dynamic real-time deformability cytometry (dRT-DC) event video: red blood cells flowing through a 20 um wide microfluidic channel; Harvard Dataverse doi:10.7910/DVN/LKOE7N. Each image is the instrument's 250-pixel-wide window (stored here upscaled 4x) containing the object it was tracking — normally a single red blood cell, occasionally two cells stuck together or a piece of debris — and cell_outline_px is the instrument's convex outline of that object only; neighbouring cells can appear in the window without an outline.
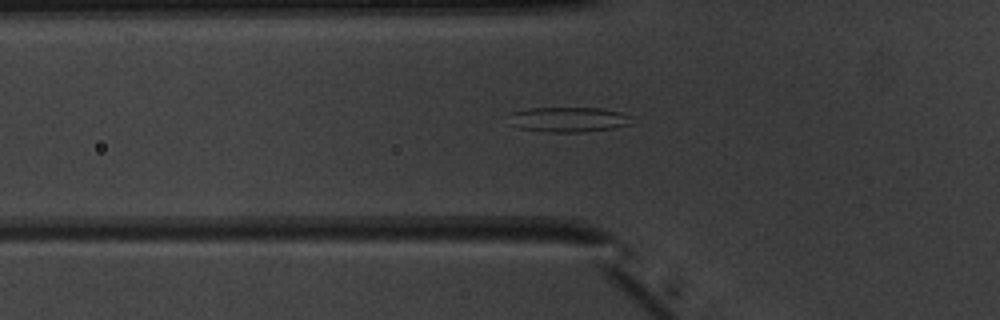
{"species": "common noctule bat (a hibernating species)", "species_latin": "Nyctalus noctula", "temperature_condition": "warm", "stored_images_in_passage": 41, "camera_frame_rate_fps": 3000, "um_per_image_px": 0.085, "animal": {"sex": "male", "body_mass_g": 20.1, "forearm_length_mm": 53.5}, "frame": {"image": 1, "passage_image": 8, "time_ms": 2.333, "image_size_px": [1000, 320], "cell_outline_px": [[632, 124], [612, 128], [584, 132], [544, 132], [520, 128], [508, 124], [512, 112], [528, 108], [600, 108], [620, 112], [632, 116]], "centroid_in_image_um": [48.32, 10.16], "position_along_channel_um": 77.5, "area_um2": 18.03}}
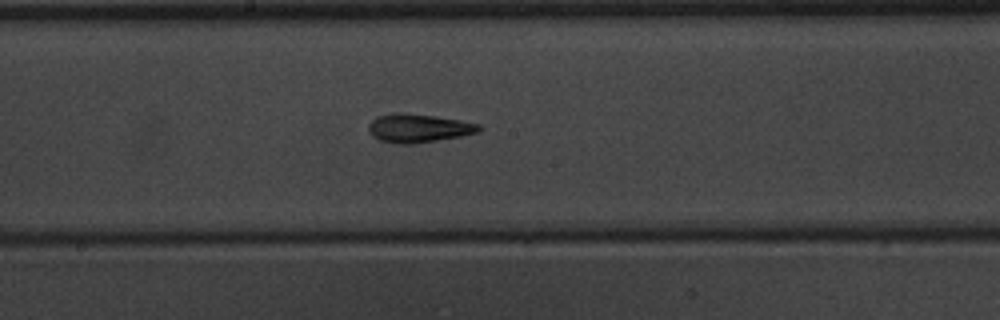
{"frame": {"image": 2, "passage_image": 18, "time_ms": 5.667, "image_size_px": [1000, 320], "cell_outline_px": [[480, 132], [460, 136], [412, 144], [400, 144], [380, 140], [372, 136], [368, 132], [368, 124], [376, 116], [392, 112], [404, 112], [436, 116], [460, 120], [480, 124]], "centroid_in_image_um": [35.52, 10.87], "position_along_channel_um": 212.7, "area_um2": 18.5}}
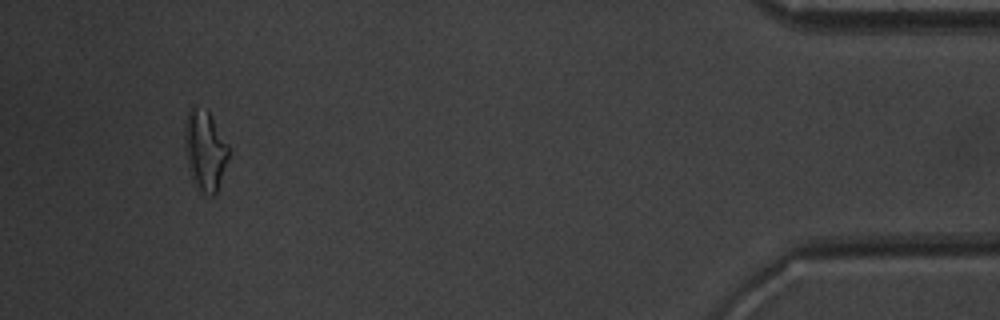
{"frame": {"image": 3, "passage_image": 38, "time_ms": 12.333, "image_size_px": [1000, 320], "cell_outline_px": [[232, 152], [216, 192], [212, 196], [204, 192], [192, 180], [188, 168], [184, 148], [184, 120], [188, 112], [192, 108], [196, 108], [208, 112], [228, 144]], "centroid_in_image_um": [17.43, 12.79], "position_along_channel_um": 417.8, "area_um2": 20.46}, "authors_computed_cell_mechanics": {"area_um2": 17.7446, "velocity_mm_per_s": 4.0263, "shape_relaxation_time_tau1_ms": null, "shape_relaxation_time_tau2_ms": 2.7496, "deformation_change_tau1": null, "deformation_change_tau2": 0.1216}}